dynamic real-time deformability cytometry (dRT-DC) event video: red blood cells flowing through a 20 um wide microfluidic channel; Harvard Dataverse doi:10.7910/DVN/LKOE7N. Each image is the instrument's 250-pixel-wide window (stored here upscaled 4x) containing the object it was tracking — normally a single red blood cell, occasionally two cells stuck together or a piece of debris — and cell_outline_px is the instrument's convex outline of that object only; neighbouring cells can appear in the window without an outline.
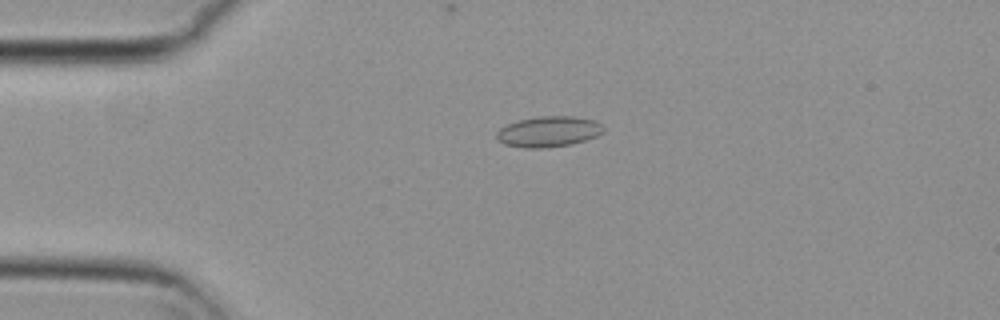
{"species": "common noctule bat (a hibernating species)", "species_latin": "Nyctalus noctula", "temperature_condition": "cold", "stored_images_in_passage": 47, "camera_frame_rate_fps": 3000, "um_per_image_px": 0.085, "animal": {"sex": "female", "body_mass_g": 29.2, "forearm_length_mm": 56.3}, "frame": {"image": 1, "passage_image": 13, "time_ms": 4.0, "image_size_px": [1000, 320], "cell_outline_px": [[604, 132], [596, 136], [572, 144], [544, 148], [524, 148], [504, 144], [496, 140], [496, 132], [500, 128], [508, 124], [520, 120], [536, 116], [572, 116], [596, 120], [604, 128]], "centroid_in_image_um": [46.61, 11.19], "position_along_channel_um": 38.4, "area_um2": 19.19}}
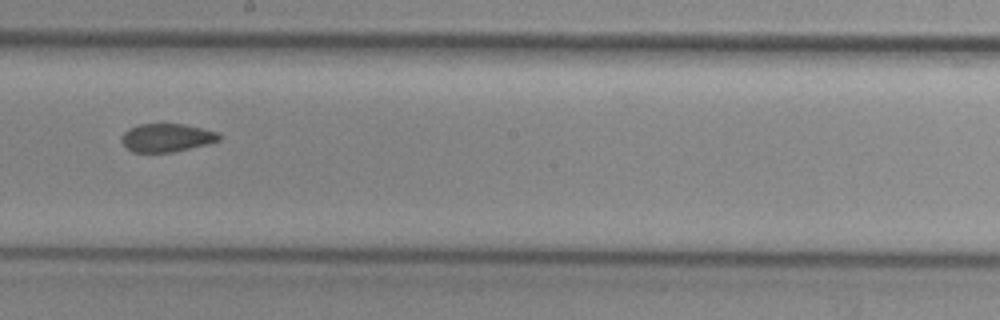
{"frame": {"image": 2, "passage_image": 31, "time_ms": 10.0, "image_size_px": [1000, 320], "cell_outline_px": [[224, 136], [220, 140], [208, 144], [172, 152], [132, 152], [120, 140], [120, 136], [128, 128], [140, 124], [184, 124], [216, 132]], "centroid_in_image_um": [14.16, 11.7], "position_along_channel_um": 234.0, "area_um2": 16.07}}
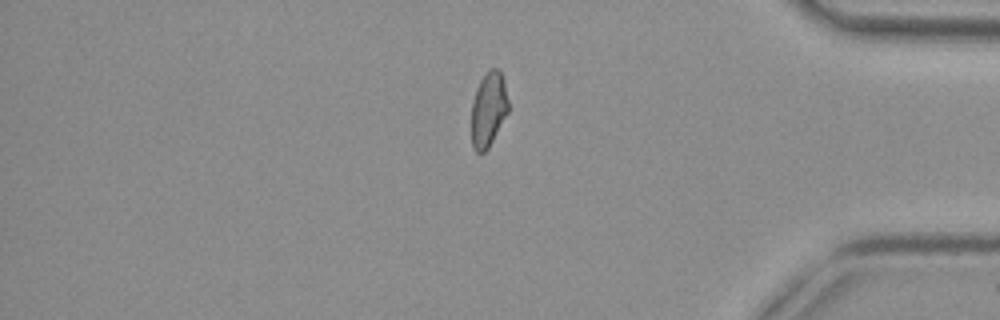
{"frame": {"image": 3, "passage_image": 46, "time_ms": 15.0, "image_size_px": [1000, 320], "cell_outline_px": [[508, 112], [488, 148], [484, 152], [476, 152], [472, 148], [472, 100], [476, 88], [480, 80], [492, 68], [496, 68], [500, 72], [504, 80], [508, 100]], "centroid_in_image_um": [41.51, 9.31], "position_along_channel_um": 393.7, "area_um2": 15.9}}